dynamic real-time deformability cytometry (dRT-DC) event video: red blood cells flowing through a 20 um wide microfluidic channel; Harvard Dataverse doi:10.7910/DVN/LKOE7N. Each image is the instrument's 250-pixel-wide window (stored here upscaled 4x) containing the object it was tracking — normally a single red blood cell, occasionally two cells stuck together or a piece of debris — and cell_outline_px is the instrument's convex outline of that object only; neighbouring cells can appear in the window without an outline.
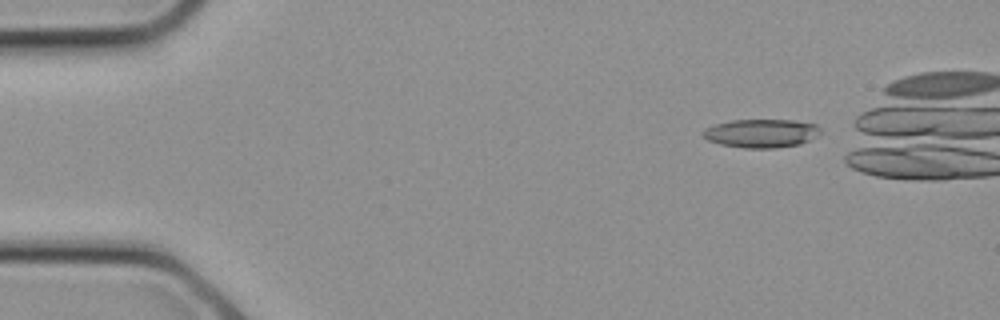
{"species": "common noctule bat (a hibernating species)", "species_latin": "Nyctalus noctula", "temperature_condition": "cold", "stored_images_in_passage": 10, "camera_frame_rate_fps": 3000, "um_per_image_px": 0.085, "animal": {"sex": "female", "body_mass_g": 21.9}, "frame": {"image": 1, "passage_image": 2, "time_ms": 0.333, "image_size_px": [1000, 320], "cell_outline_px": [[820, 132], [816, 136], [800, 144], [776, 148], [744, 148], [720, 144], [708, 140], [700, 132], [704, 128], [716, 124], [732, 120], [792, 120], [816, 124], [820, 128]], "centroid_in_image_um": [64.69, 11.33], "position_along_channel_um": 20.3, "area_um2": 19.48}}
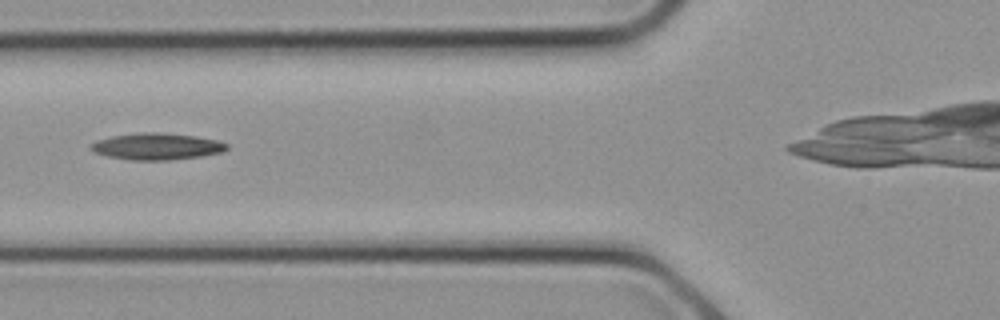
{"frame": {"image": 2, "passage_image": 9, "time_ms": 2.667, "image_size_px": [1000, 320], "cell_outline_px": [[228, 148], [224, 152], [200, 156], [168, 160], [128, 160], [108, 156], [92, 152], [88, 148], [88, 144], [96, 140], [112, 136], [136, 132], [160, 132], [196, 136], [216, 140], [228, 144]], "centroid_in_image_um": [13.27, 12.44], "position_along_channel_um": 112.5, "area_um2": 21.39}}